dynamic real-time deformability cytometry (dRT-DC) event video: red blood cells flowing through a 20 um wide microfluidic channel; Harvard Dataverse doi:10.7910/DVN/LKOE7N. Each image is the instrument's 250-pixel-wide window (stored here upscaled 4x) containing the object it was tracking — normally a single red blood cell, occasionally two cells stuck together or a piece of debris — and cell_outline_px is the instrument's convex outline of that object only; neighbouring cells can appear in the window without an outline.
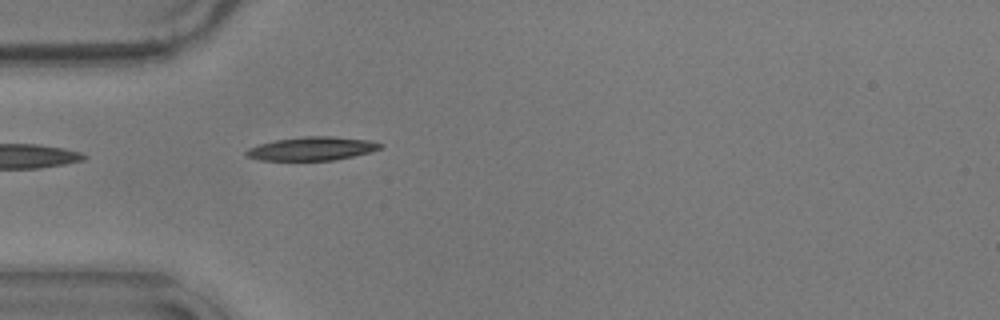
{"species": "common noctule bat (a hibernating species)", "species_latin": "Nyctalus noctula", "temperature_condition": "warm", "stored_images_in_passage": 25, "camera_frame_rate_fps": 3000, "um_per_image_px": 0.085, "animal": {"sex": "male", "body_mass_g": 17.9}, "frame": {"image": 1, "passage_image": 1, "time_ms": 0.0, "image_size_px": [1000, 320], "cell_outline_px": [[384, 144], [380, 148], [368, 152], [352, 156], [332, 160], [260, 160], [248, 156], [244, 152], [248, 148], [256, 144], [276, 140], [304, 136], [332, 136], [372, 140]], "centroid_in_image_um": [26.5, 12.62], "position_along_channel_um": 58.5, "area_um2": 18.32}}
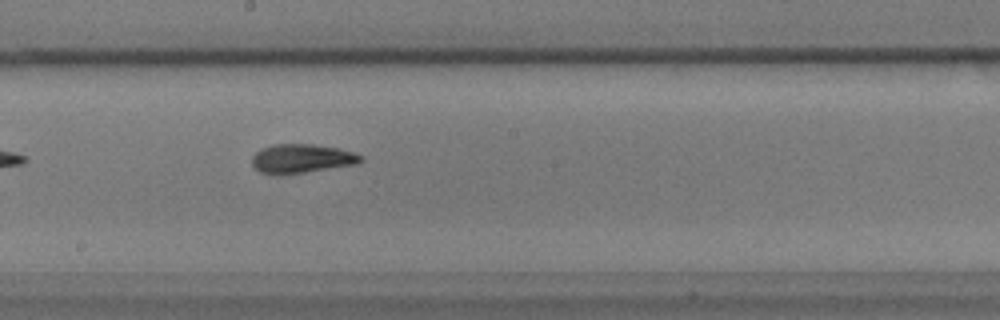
{"frame": {"image": 2, "passage_image": 15, "time_ms": 4.667, "image_size_px": [1000, 320], "cell_outline_px": [[364, 160], [356, 164], [280, 176], [260, 172], [252, 164], [252, 156], [260, 148], [272, 144], [312, 144], [340, 148], [364, 156]], "centroid_in_image_um": [25.62, 13.48], "position_along_channel_um": 222.6, "area_um2": 18.61}}
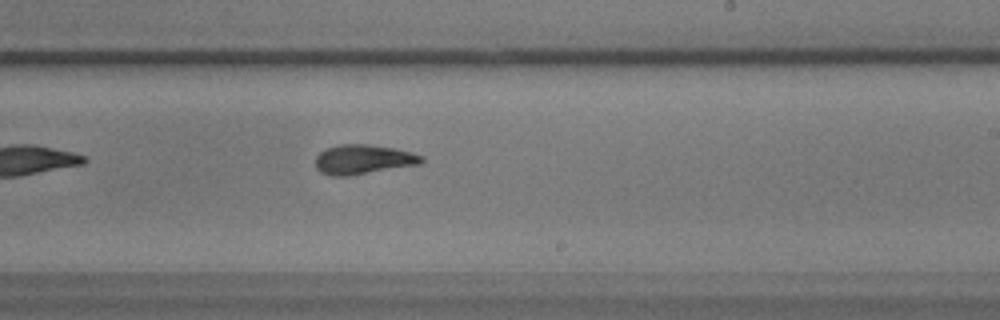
{"frame": {"image": 3, "passage_image": 18, "time_ms": 5.667, "image_size_px": [1000, 320], "cell_outline_px": [[424, 160], [420, 164], [348, 176], [332, 176], [320, 172], [316, 168], [316, 156], [320, 152], [328, 148], [340, 144], [368, 144], [396, 148], [412, 152], [424, 156]], "centroid_in_image_um": [30.89, 13.55], "position_along_channel_um": 258.1, "area_um2": 18.32}}